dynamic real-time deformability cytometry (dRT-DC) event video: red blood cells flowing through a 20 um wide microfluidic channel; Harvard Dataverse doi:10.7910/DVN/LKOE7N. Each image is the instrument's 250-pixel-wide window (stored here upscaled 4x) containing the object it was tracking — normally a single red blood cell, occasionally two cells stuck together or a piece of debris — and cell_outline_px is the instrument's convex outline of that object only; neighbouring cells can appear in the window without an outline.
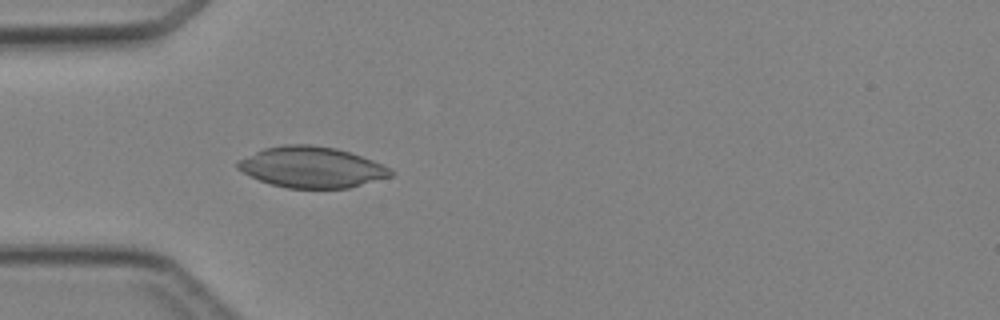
{"species": "Egyptian fruit bat (a non-hibernating species)", "species_latin": "Rousettus aegyptiacus", "temperature_condition": "cold", "stored_images_in_passage": 3, "camera_frame_rate_fps": 3000, "um_per_image_px": 0.085, "animal": {"sex": "female"}, "frame": {"image": 1, "passage_image": 3, "time_ms": 2.333, "image_size_px": [1000, 320], "cell_outline_px": [[396, 172], [392, 176], [348, 188], [288, 188], [272, 184], [260, 180], [236, 168], [236, 160], [264, 148], [284, 144], [308, 144], [336, 148], [372, 160], [392, 168]], "centroid_in_image_um": [26.5, 14.21], "position_along_channel_um": 58.5, "area_um2": 36.41}}